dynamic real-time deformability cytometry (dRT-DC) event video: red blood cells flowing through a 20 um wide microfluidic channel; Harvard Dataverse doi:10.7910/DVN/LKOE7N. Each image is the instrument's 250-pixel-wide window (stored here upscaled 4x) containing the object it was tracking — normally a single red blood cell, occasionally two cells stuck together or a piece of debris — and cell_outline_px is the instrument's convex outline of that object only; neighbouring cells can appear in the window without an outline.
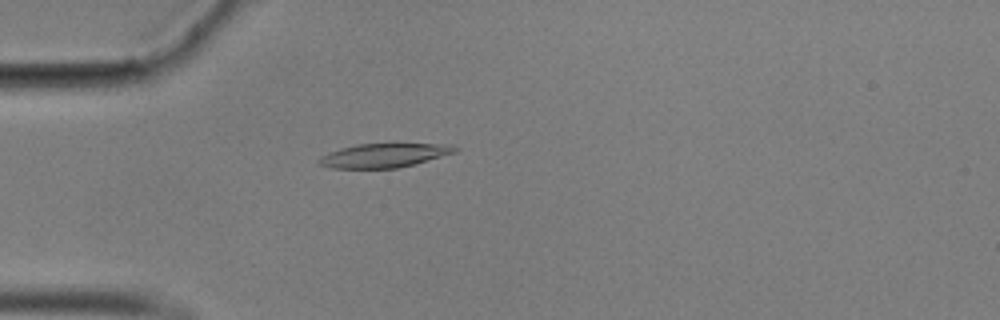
{"species": "common noctule bat (a hibernating species)", "species_latin": "Nyctalus noctula", "temperature_condition": "cold", "stored_images_in_passage": 57, "camera_frame_rate_fps": 3000, "um_per_image_px": 0.085, "animal": {"sex": "male", "body_mass_g": 17.9}, "frame": {"image": 1, "passage_image": 16, "time_ms": 5.0, "image_size_px": [1000, 320], "cell_outline_px": [[460, 148], [456, 152], [416, 164], [396, 168], [332, 168], [320, 164], [316, 160], [320, 156], [328, 152], [340, 148], [356, 144], [452, 144]], "centroid_in_image_um": [32.65, 13.21], "position_along_channel_um": 52.3, "area_um2": 19.07}}
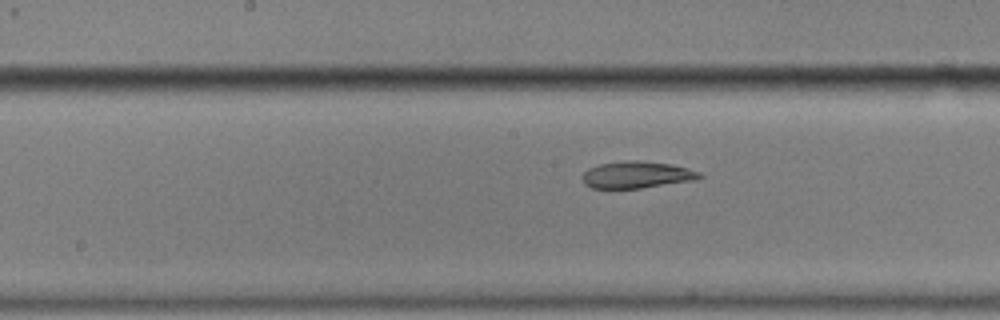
{"frame": {"image": 2, "passage_image": 29, "time_ms": 9.333, "image_size_px": [1000, 320], "cell_outline_px": [[704, 176], [696, 180], [640, 188], [592, 188], [584, 184], [580, 176], [588, 168], [600, 164], [628, 160], [636, 160], [672, 164], [688, 168], [700, 172]], "centroid_in_image_um": [54.12, 14.85], "position_along_channel_um": 194.1, "area_um2": 18.44}}
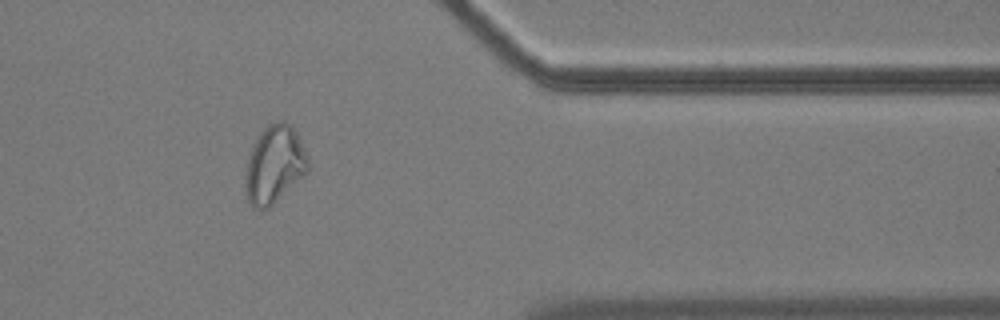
{"frame": {"image": 3, "passage_image": 47, "time_ms": 15.333, "image_size_px": [1000, 320], "cell_outline_px": [[308, 172], [304, 176], [268, 208], [252, 208], [248, 200], [244, 184], [244, 176], [252, 144], [260, 132], [268, 124], [276, 120], [284, 120], [292, 124], [308, 156]], "centroid_in_image_um": [23.32, 13.95], "position_along_channel_um": 388.1, "area_um2": 28.61}, "authors_computed_cell_mechanics": {"area_um2": 20.1144, "velocity_mm_per_s": 3.4971, "shape_relaxation_time_tau1_ms": null, "shape_relaxation_time_tau2_ms": 3.2634, "deformation_change_tau1": null, "deformation_change_tau2": 0.0932}}